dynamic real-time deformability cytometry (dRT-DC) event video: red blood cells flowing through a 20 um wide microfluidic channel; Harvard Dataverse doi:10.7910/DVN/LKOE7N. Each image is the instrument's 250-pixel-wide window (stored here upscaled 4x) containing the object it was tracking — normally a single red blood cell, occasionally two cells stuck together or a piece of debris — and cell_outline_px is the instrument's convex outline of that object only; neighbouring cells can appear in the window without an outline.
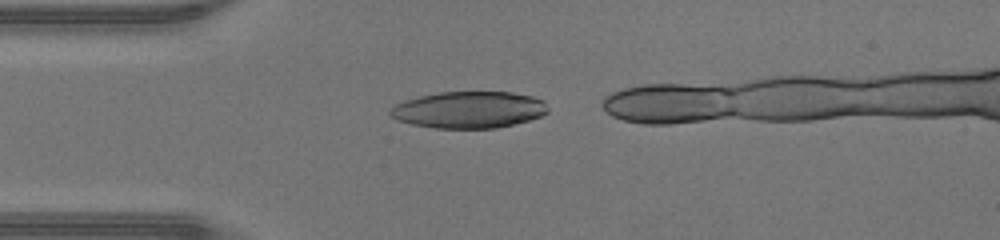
{"species": "human", "species_latin": "Homo sapiens", "temperature_condition": "warm", "stored_images_in_passage": 13, "camera_frame_rate_fps": 3000, "um_per_image_px": 0.085, "donor": {"sex": "male"}, "frame": {"image": 1, "passage_image": 2, "time_ms": 0.333, "image_size_px": [1000, 240], "cell_outline_px": [[548, 112], [540, 116], [528, 120], [496, 128], [436, 128], [412, 124], [396, 120], [388, 112], [396, 104], [404, 100], [420, 96], [440, 92], [512, 92], [532, 96], [544, 100], [548, 108]], "centroid_in_image_um": [39.86, 9.32], "position_along_channel_um": 45.1, "area_um2": 33.64}}
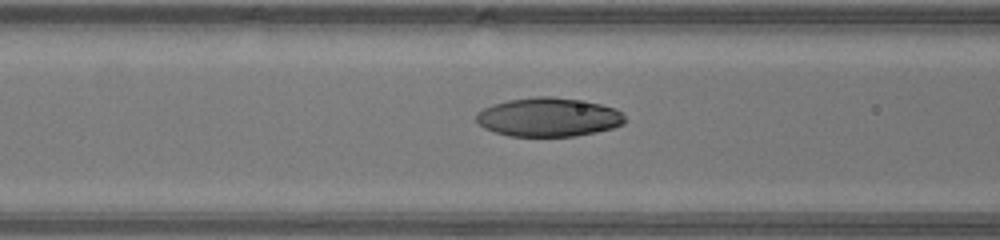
{"frame": {"image": 2, "passage_image": 8, "time_ms": 2.333, "image_size_px": [1000, 240], "cell_outline_px": [[628, 120], [624, 124], [612, 128], [596, 132], [576, 136], [508, 136], [484, 128], [476, 120], [476, 112], [492, 104], [508, 100], [532, 96], [552, 96], [600, 104], [616, 108]], "centroid_in_image_um": [46.62, 9.96], "position_along_channel_um": 120.0, "area_um2": 33.76}}
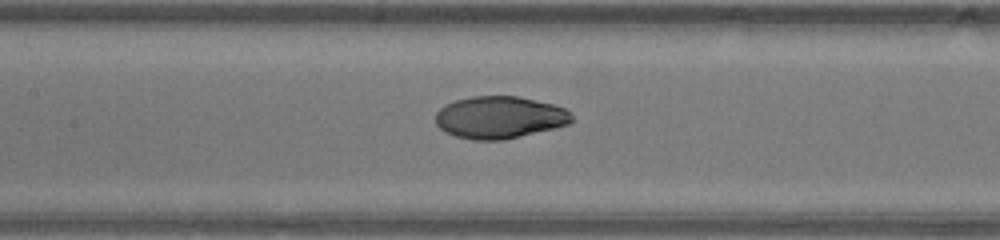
{"frame": {"image": 3, "passage_image": 11, "time_ms": 3.333, "image_size_px": [1000, 240], "cell_outline_px": [[572, 120], [568, 124], [556, 128], [504, 140], [472, 140], [456, 136], [444, 132], [436, 124], [436, 112], [444, 104], [456, 100], [472, 96], [516, 96], [552, 104], [568, 108], [572, 116]], "centroid_in_image_um": [42.46, 9.98], "position_along_channel_um": 164.9, "area_um2": 33.7}}